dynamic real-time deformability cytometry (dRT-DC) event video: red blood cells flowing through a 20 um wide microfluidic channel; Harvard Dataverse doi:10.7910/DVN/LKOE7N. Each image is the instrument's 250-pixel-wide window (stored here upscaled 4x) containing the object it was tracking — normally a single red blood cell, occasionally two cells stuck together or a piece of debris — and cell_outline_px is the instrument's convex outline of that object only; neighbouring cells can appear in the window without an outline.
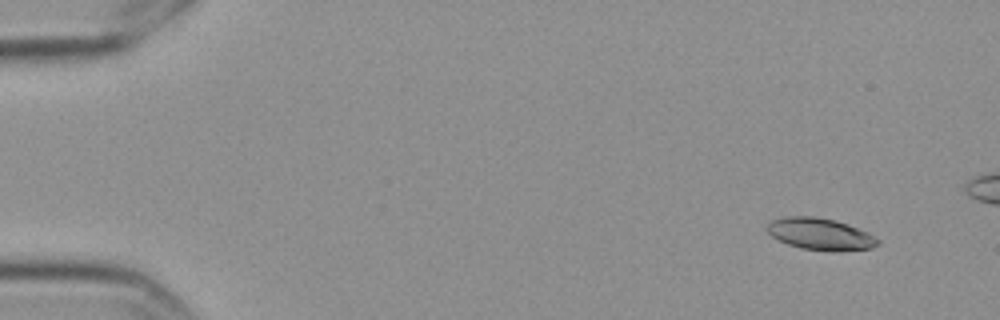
{"species": "Egyptian fruit bat (a non-hibernating species)", "species_latin": "Rousettus aegyptiacus", "temperature_condition": "cold", "stored_images_in_passage": 7, "camera_frame_rate_fps": 3000, "um_per_image_px": 0.085, "frame": {"image": 1, "passage_image": 2, "time_ms": 0.333, "image_size_px": [1000, 320], "cell_outline_px": [[880, 244], [872, 248], [836, 252], [832, 252], [800, 248], [788, 244], [772, 236], [768, 232], [768, 224], [772, 220], [788, 216], [812, 216], [832, 220], [848, 224], [868, 232], [880, 240]], "centroid_in_image_um": [69.77, 19.91], "position_along_channel_um": 15.2, "area_um2": 20.52}}